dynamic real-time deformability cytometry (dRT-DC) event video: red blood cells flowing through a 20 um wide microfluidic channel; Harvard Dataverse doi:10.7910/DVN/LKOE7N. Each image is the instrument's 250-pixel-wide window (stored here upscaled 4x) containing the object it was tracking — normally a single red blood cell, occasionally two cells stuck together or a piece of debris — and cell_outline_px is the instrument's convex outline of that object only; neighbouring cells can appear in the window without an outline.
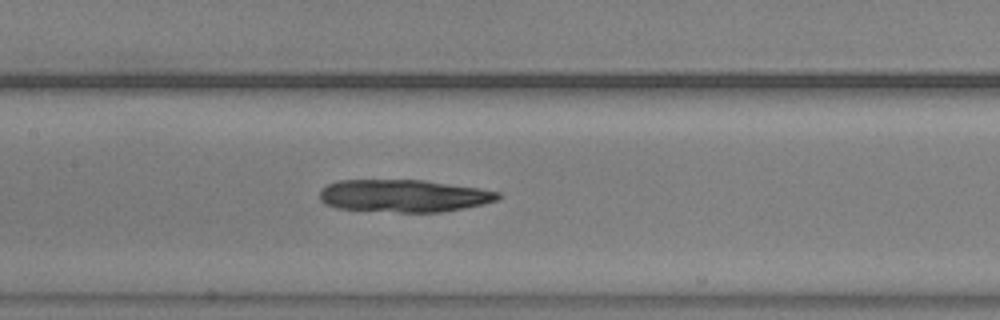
{"species": "common noctule bat (a hibernating species)", "species_latin": "Nyctalus noctula", "temperature_condition": "warm", "stored_images_in_passage": 39, "camera_frame_rate_fps": 3000, "um_per_image_px": 0.085, "animal": {"sex": "male", "body_mass_g": 20.5, "forearm_length_mm": 52.5}, "frame": {"image": 1, "passage_image": 10, "time_ms": 3.0, "image_size_px": [1000, 320], "cell_outline_px": [[504, 196], [496, 200], [484, 204], [464, 208], [440, 212], [400, 212], [336, 208], [324, 204], [320, 200], [320, 192], [328, 184], [336, 180], [424, 180], [480, 188], [500, 192]], "centroid_in_image_um": [34.34, 16.64], "position_along_channel_um": 173.1, "area_um2": 33.87}}
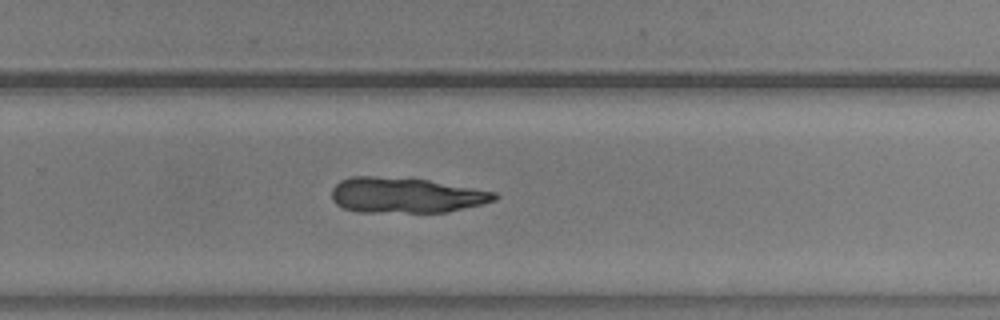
{"frame": {"image": 2, "passage_image": 20, "time_ms": 6.333, "image_size_px": [1000, 320], "cell_outline_px": [[500, 196], [496, 200], [448, 212], [356, 212], [344, 208], [336, 204], [332, 200], [332, 188], [340, 180], [352, 176], [372, 176], [428, 180], [496, 192]], "centroid_in_image_um": [34.47, 16.6], "position_along_channel_um": 295.3, "area_um2": 33.52}}
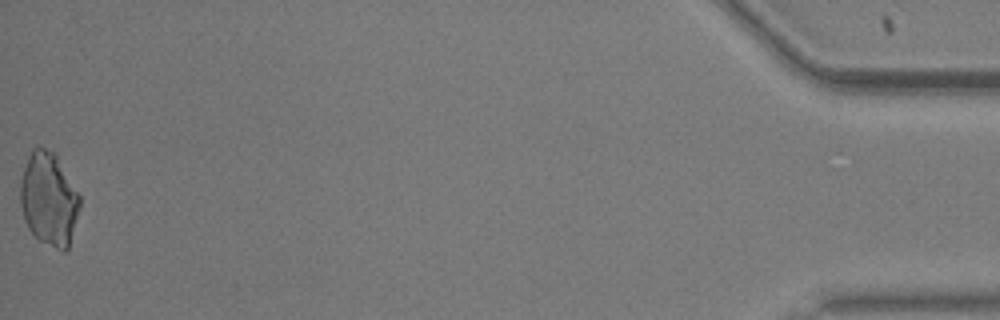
{"frame": {"image": 3, "passage_image": 39, "time_ms": 12.667, "image_size_px": [1000, 320], "cell_outline_px": [[80, 208], [68, 248], [64, 252], [40, 240], [28, 228], [24, 220], [20, 204], [20, 180], [28, 156], [32, 148], [36, 144], [56, 152], [80, 196]], "centroid_in_image_um": [4.15, 16.86], "position_along_channel_um": 431.1, "area_um2": 32.66}}